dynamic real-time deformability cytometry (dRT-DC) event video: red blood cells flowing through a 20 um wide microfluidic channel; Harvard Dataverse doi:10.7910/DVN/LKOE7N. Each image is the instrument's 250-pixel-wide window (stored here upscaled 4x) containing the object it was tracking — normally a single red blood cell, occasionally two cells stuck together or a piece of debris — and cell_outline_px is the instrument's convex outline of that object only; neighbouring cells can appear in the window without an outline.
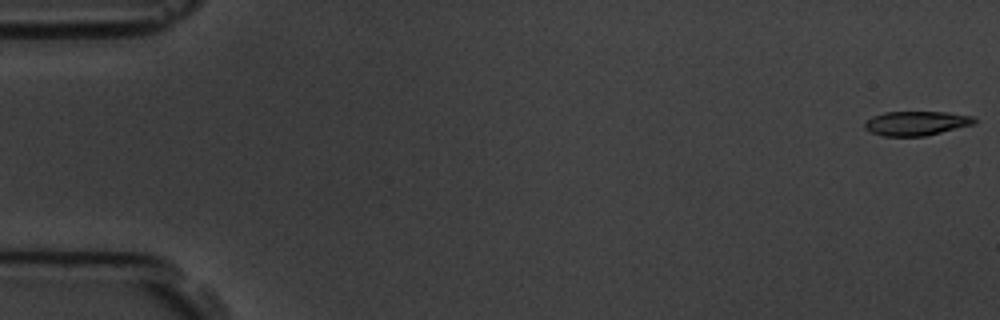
{"species": "common noctule bat (a hibernating species)", "species_latin": "Nyctalus noctula", "temperature_condition": "room temperature", "stored_images_in_passage": 10, "camera_frame_rate_fps": 3000, "um_per_image_px": 0.085, "animal": {"sex": "male", "body_mass_g": 19.5, "forearm_length_mm": 54.6}, "frame": {"image": 1, "passage_image": 1, "time_ms": 0.0, "image_size_px": [1000, 320], "cell_outline_px": [[976, 124], [924, 136], [884, 136], [872, 132], [864, 128], [864, 124], [872, 116], [884, 112], [948, 112], [976, 116]], "centroid_in_image_um": [77.94, 10.47], "position_along_channel_um": 7.1, "area_um2": 15.61}}
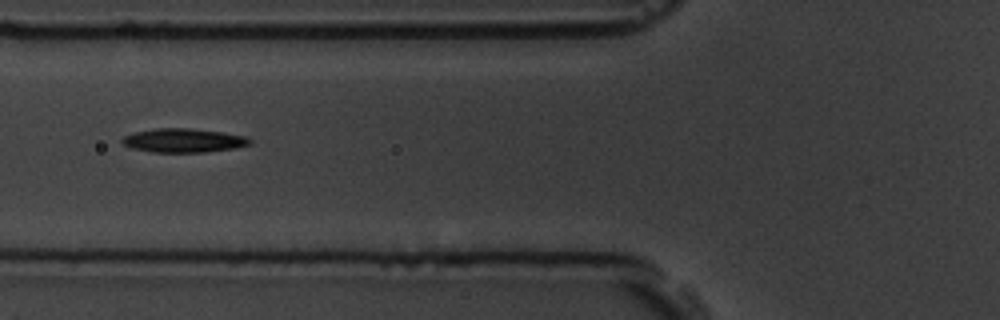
{"frame": {"image": 2, "passage_image": 7, "time_ms": 6.667, "image_size_px": [1000, 320], "cell_outline_px": [[252, 144], [236, 148], [204, 152], [152, 152], [132, 148], [124, 144], [120, 140], [124, 136], [136, 132], [156, 128], [188, 128], [224, 132], [248, 136], [252, 140]], "centroid_in_image_um": [15.66, 11.93], "position_along_channel_um": 110.1, "area_um2": 17.86}}
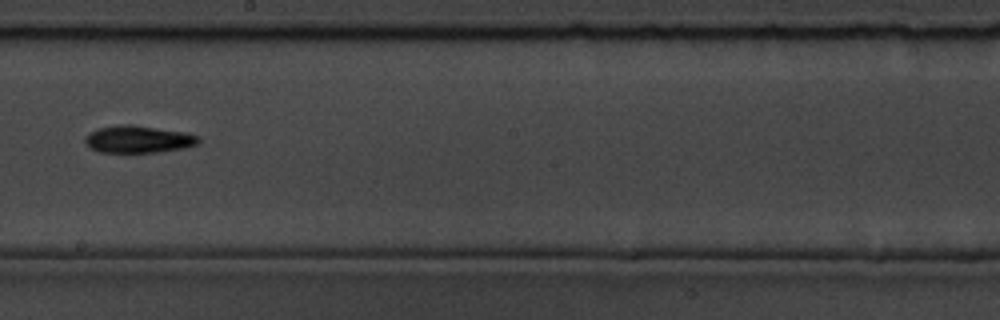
{"frame": {"image": 3, "passage_image": 10, "time_ms": 10.0, "image_size_px": [1000, 320], "cell_outline_px": [[200, 140], [196, 144], [184, 148], [156, 152], [96, 152], [84, 144], [84, 136], [96, 128], [120, 124], [132, 124], [184, 132], [200, 136]], "centroid_in_image_um": [11.69, 11.83], "position_along_channel_um": 236.5, "area_um2": 18.21}}